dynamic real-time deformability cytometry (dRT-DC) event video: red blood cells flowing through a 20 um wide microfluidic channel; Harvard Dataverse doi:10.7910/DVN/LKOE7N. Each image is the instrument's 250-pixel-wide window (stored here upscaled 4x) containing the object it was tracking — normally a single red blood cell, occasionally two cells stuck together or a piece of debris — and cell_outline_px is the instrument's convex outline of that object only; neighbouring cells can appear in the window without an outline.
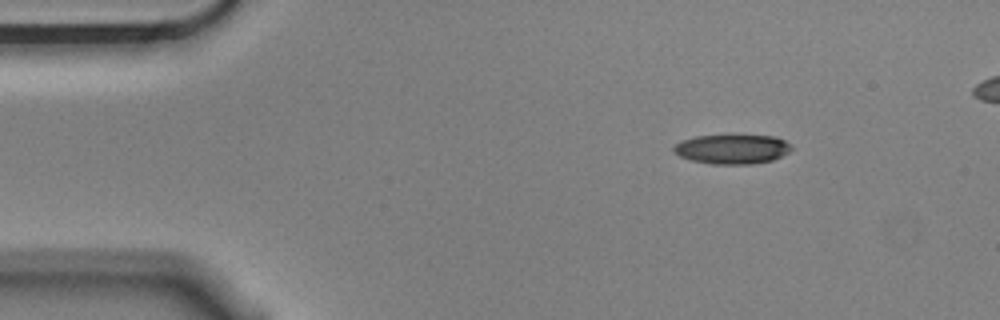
{"species": "Egyptian fruit bat (a non-hibernating species)", "species_latin": "Rousettus aegyptiacus", "temperature_condition": "cold", "stored_images_in_passage": 9, "camera_frame_rate_fps": 3000, "um_per_image_px": 0.085, "animal": {"sex": "male"}, "frame": {"image": 1, "passage_image": 1, "time_ms": 0.0, "image_size_px": [1000, 320], "cell_outline_px": [[792, 148], [788, 152], [772, 160], [752, 164], [712, 164], [692, 160], [680, 156], [672, 148], [680, 140], [696, 136], [776, 136], [784, 140]], "centroid_in_image_um": [62.22, 12.68], "position_along_channel_um": 22.8, "area_um2": 19.88}}
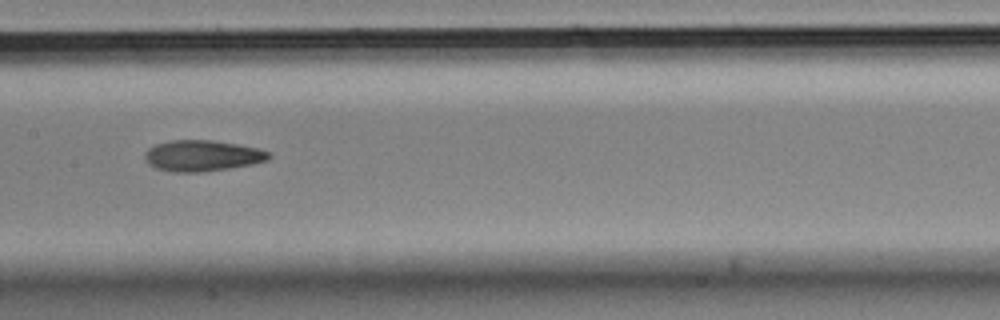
{"frame": {"image": 2, "passage_image": 6, "time_ms": 1.667, "image_size_px": [1000, 320], "cell_outline_px": [[272, 156], [268, 160], [252, 164], [204, 172], [172, 172], [156, 168], [148, 164], [144, 160], [144, 152], [148, 148], [156, 144], [172, 140], [212, 140], [260, 148], [268, 152]], "centroid_in_image_um": [17.17, 13.24], "position_along_channel_um": 190.2, "area_um2": 22.54}}
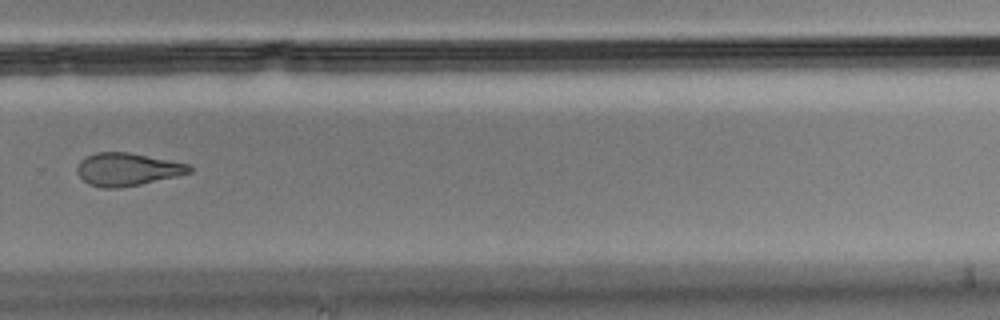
{"frame": {"image": 3, "passage_image": 9, "time_ms": 2.667, "image_size_px": [1000, 320], "cell_outline_px": [[192, 172], [176, 176], [140, 184], [120, 188], [104, 188], [88, 184], [76, 172], [76, 168], [80, 160], [96, 152], [128, 152], [188, 164], [192, 168]], "centroid_in_image_um": [10.79, 14.4], "position_along_channel_um": 319.0, "area_um2": 21.27}}